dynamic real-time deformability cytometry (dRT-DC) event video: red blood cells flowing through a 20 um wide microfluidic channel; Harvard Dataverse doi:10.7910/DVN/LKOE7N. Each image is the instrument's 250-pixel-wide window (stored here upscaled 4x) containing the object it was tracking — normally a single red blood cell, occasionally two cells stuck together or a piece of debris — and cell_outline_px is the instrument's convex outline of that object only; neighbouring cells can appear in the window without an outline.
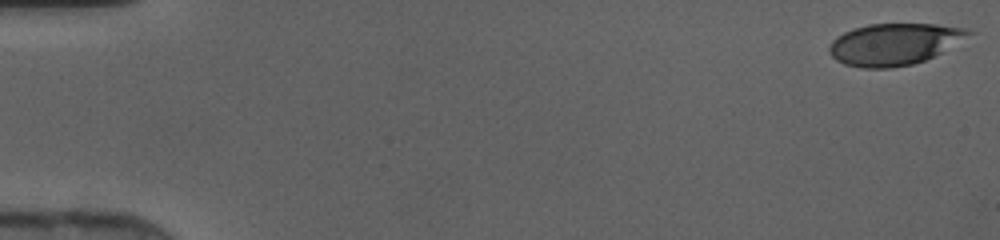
{"species": "human", "species_latin": "Homo sapiens", "temperature_condition": "cold", "stored_images_in_passage": 46, "camera_frame_rate_fps": 3000, "um_per_image_px": 0.085, "donor": {"sex": "female"}, "frame": {"image": 1, "passage_image": 1, "time_ms": 0.0, "image_size_px": [1000, 240], "cell_outline_px": [[976, 32], [940, 52], [924, 60], [912, 64], [888, 68], [864, 68], [844, 64], [836, 60], [828, 52], [828, 48], [832, 40], [836, 36], [852, 28], [868, 24], [936, 24], [968, 28]], "centroid_in_image_um": [75.97, 3.74], "position_along_channel_um": 9.0, "area_um2": 33.76}}
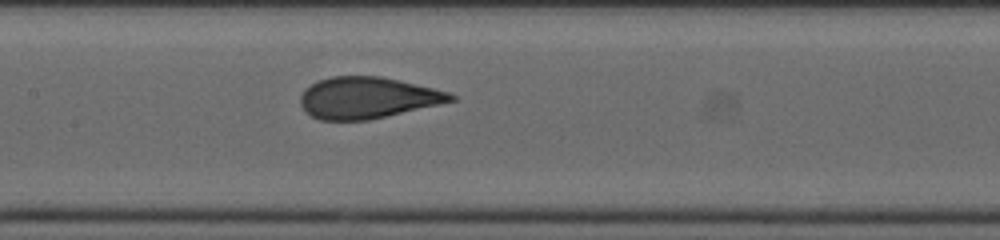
{"frame": {"image": 2, "passage_image": 23, "time_ms": 7.333, "image_size_px": [1000, 240], "cell_outline_px": [[456, 100], [368, 120], [320, 120], [312, 116], [300, 104], [300, 96], [304, 88], [320, 80], [332, 76], [380, 76], [432, 88], [448, 92], [456, 96]], "centroid_in_image_um": [31.2, 8.31], "position_along_channel_um": 176.2, "area_um2": 35.78}}
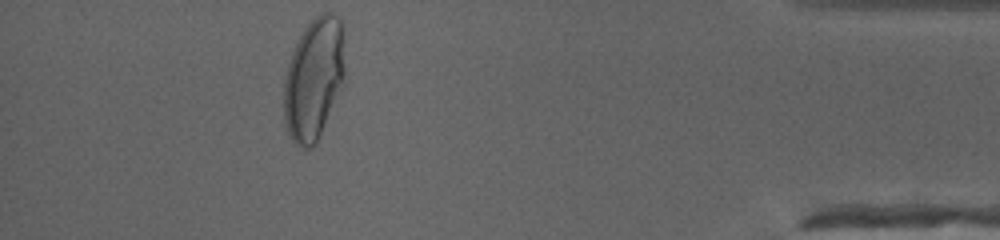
{"frame": {"image": 3, "passage_image": 42, "time_ms": 13.667, "image_size_px": [1000, 240], "cell_outline_px": [[344, 88], [316, 144], [308, 148], [304, 148], [296, 144], [292, 140], [288, 132], [284, 116], [284, 80], [288, 64], [292, 52], [304, 28], [320, 12], [332, 12], [344, 24]], "centroid_in_image_um": [26.72, 6.7], "position_along_channel_um": 408.5, "area_um2": 44.1}}